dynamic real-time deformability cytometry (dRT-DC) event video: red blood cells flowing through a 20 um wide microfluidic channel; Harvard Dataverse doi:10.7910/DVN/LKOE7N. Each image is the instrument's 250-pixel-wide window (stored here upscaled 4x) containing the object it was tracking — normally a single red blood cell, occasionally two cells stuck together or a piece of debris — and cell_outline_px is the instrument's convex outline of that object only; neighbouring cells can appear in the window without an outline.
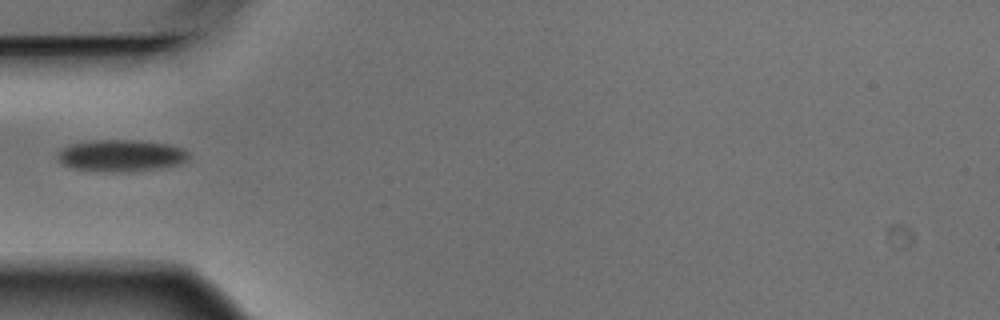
{"species": "Egyptian fruit bat (a non-hibernating species)", "species_latin": "Rousettus aegyptiacus", "temperature_condition": "warm", "stored_images_in_passage": 6, "camera_frame_rate_fps": 3000, "um_per_image_px": 0.085, "animal": {"sex": "male"}, "frame": {"image": 1, "passage_image": 5, "time_ms": 1.333, "image_size_px": [1000, 320], "cell_outline_px": [[188, 160], [180, 164], [168, 168], [124, 172], [120, 172], [72, 168], [56, 160], [56, 152], [60, 148], [68, 144], [92, 140], [136, 140], [172, 144], [184, 148], [188, 152]], "centroid_in_image_um": [10.31, 13.22], "position_along_channel_um": 74.7, "area_um2": 24.85}}
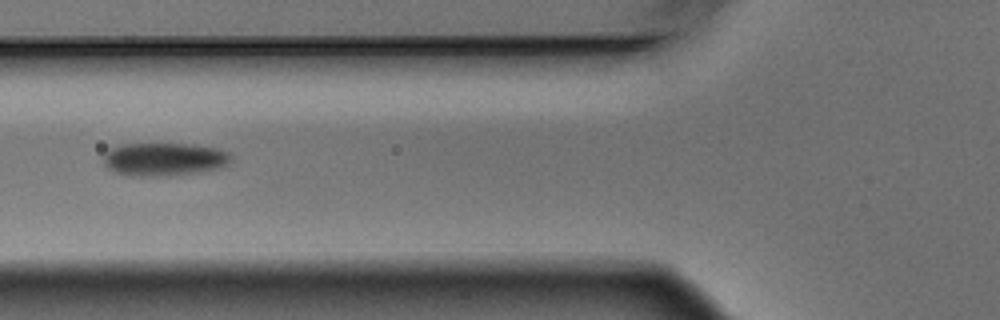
{"frame": {"image": 2, "passage_image": 6, "time_ms": 1.667, "image_size_px": [1000, 320], "cell_outline_px": [[232, 160], [228, 164], [220, 168], [200, 172], [172, 176], [132, 176], [116, 172], [108, 168], [104, 164], [104, 152], [108, 148], [120, 144], [192, 144], [216, 148], [228, 152], [232, 156]], "centroid_in_image_um": [13.95, 13.54], "position_along_channel_um": 111.8, "area_um2": 24.97}}